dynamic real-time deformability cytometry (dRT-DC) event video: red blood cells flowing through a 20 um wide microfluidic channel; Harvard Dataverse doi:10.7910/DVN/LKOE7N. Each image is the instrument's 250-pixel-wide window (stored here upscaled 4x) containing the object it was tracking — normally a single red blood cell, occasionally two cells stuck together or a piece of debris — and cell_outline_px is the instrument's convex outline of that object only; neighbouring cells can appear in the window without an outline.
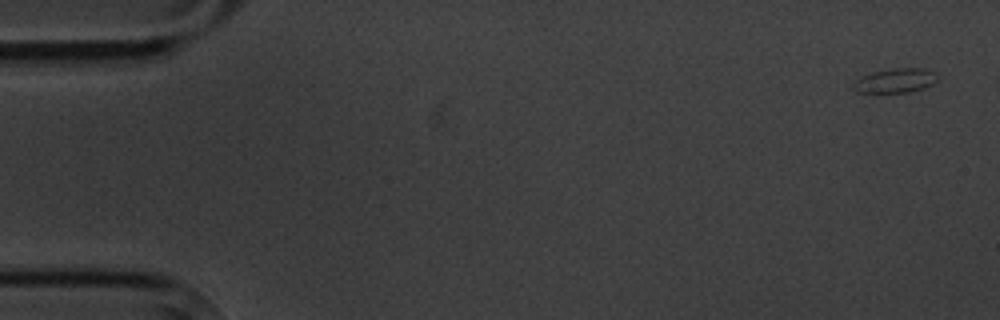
{"species": "common noctule bat (a hibernating species)", "species_latin": "Nyctalus noctula", "temperature_condition": "cold", "stored_images_in_passage": 5, "camera_frame_rate_fps": 3000, "um_per_image_px": 0.085, "animal": {"sex": "male", "body_mass_g": 20.1, "forearm_length_mm": 53.5}, "frame": {"image": 1, "passage_image": 1, "time_ms": 0.0, "image_size_px": [1000, 320], "cell_outline_px": [[940, 76], [932, 84], [924, 88], [912, 92], [856, 92], [852, 84], [856, 80], [872, 72], [896, 68], [924, 68]], "centroid_in_image_um": [76.14, 6.85], "position_along_channel_um": 8.9, "area_um2": 11.79}}